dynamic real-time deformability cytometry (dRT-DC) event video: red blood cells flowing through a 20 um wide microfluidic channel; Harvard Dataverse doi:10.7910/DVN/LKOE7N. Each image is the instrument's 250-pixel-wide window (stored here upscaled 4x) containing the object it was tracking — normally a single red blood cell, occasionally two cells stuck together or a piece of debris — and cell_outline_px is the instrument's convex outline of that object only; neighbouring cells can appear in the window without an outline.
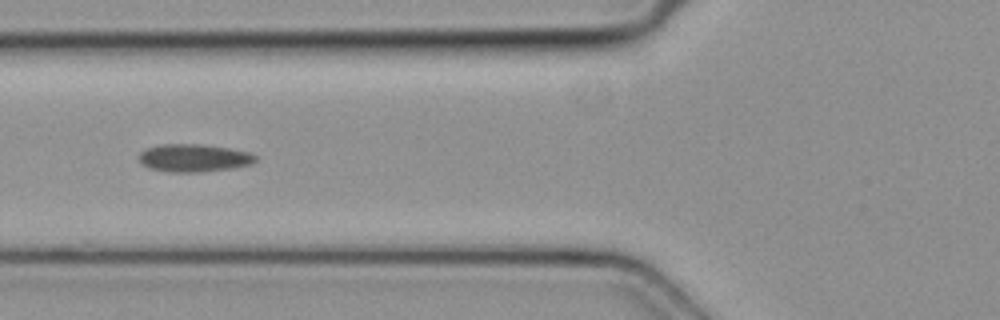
{"species": "common noctule bat (a hibernating species)", "species_latin": "Nyctalus noctula", "temperature_condition": "cold", "stored_images_in_passage": 4, "camera_frame_rate_fps": 3000, "um_per_image_px": 0.085, "animal": {"sex": "female", "body_mass_g": 19.3, "forearm_length_mm": 54.1}, "frame": {"image": 1, "passage_image": 4, "time_ms": 1.0, "image_size_px": [1000, 320], "cell_outline_px": [[256, 160], [252, 164], [232, 168], [204, 172], [172, 172], [148, 168], [140, 164], [136, 156], [144, 148], [160, 144], [200, 144], [228, 148], [248, 152], [256, 156]], "centroid_in_image_um": [16.4, 13.43], "position_along_channel_um": 109.4, "area_um2": 19.13}}